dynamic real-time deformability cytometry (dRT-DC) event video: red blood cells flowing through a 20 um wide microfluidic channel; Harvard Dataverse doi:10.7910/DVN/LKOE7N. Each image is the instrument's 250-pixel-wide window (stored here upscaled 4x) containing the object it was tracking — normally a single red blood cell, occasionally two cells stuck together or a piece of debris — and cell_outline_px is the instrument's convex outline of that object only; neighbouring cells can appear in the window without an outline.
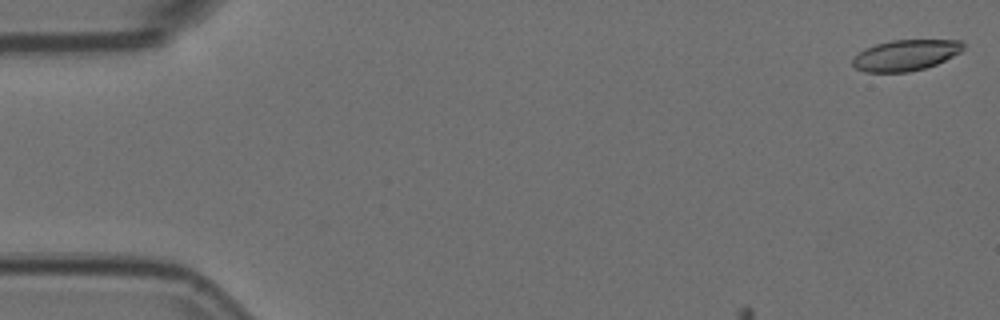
{"species": "Egyptian fruit bat (a non-hibernating species)", "species_latin": "Rousettus aegyptiacus", "temperature_condition": "room temperature", "stored_images_in_passage": 16, "camera_frame_rate_fps": 3000, "um_per_image_px": 0.085, "animal": {"sex": "female"}, "frame": {"image": 1, "passage_image": 1, "time_ms": 0.0, "image_size_px": [1000, 320], "cell_outline_px": [[964, 48], [960, 52], [936, 64], [924, 68], [908, 72], [864, 72], [856, 68], [852, 64], [852, 60], [864, 48], [876, 44], [892, 40], [960, 40], [964, 44]], "centroid_in_image_um": [76.97, 4.69], "position_along_channel_um": 8.0, "area_um2": 19.77}}